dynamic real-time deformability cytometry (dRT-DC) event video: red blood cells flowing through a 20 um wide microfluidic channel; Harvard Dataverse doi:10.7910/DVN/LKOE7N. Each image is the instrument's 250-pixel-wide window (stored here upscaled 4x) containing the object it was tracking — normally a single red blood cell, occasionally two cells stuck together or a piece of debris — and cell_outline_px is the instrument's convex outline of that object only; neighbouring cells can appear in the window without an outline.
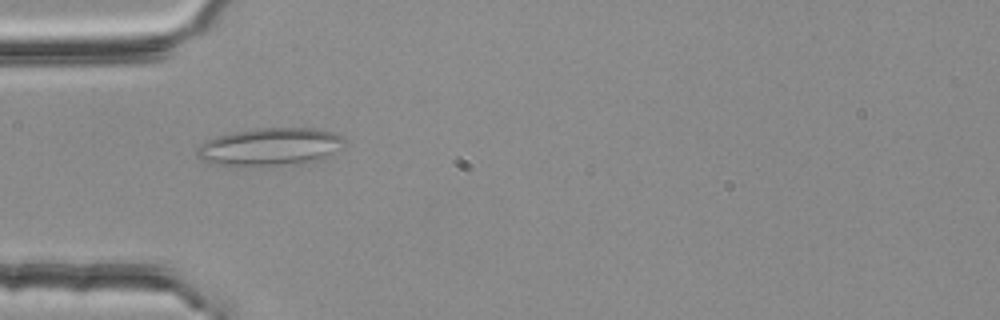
{"species": "common noctule bat (a hibernating species)", "species_latin": "Nyctalus noctula", "temperature_condition": "room temperature", "stored_images_in_passage": 4, "camera_frame_rate_fps": 3000, "um_per_image_px": 0.085, "animal": {"sex": "female", "body_mass_g": 25.1}, "frame": {"image": 1, "passage_image": 4, "time_ms": 1.0, "image_size_px": [1000, 320], "cell_outline_px": [[344, 140], [324, 160], [300, 164], [216, 164], [204, 160], [196, 156], [196, 148], [200, 144], [216, 136], [232, 132], [256, 128], [312, 128], [332, 132], [344, 136]], "centroid_in_image_um": [22.95, 12.45], "position_along_channel_um": 62.0, "area_um2": 31.85}}